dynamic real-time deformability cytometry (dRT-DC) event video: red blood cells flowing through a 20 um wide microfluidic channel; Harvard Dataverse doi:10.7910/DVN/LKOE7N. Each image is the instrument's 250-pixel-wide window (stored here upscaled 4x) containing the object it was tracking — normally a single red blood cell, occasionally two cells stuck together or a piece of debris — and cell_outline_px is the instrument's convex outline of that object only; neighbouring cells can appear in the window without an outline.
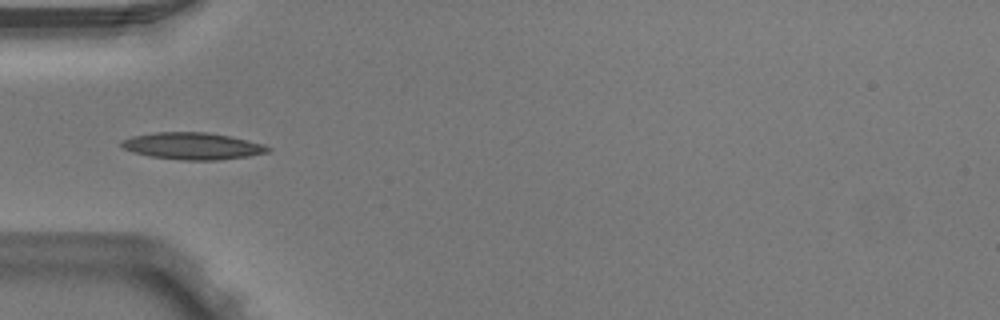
{"species": "Egyptian fruit bat (a non-hibernating species)", "species_latin": "Rousettus aegyptiacus", "temperature_condition": "warm", "stored_images_in_passage": 6, "camera_frame_rate_fps": 3000, "um_per_image_px": 0.085, "animal": {"sex": "male"}, "frame": {"image": 1, "passage_image": 5, "time_ms": 1.333, "image_size_px": [1000, 320], "cell_outline_px": [[272, 148], [268, 152], [248, 156], [216, 160], [180, 160], [152, 156], [136, 152], [124, 148], [120, 144], [120, 140], [132, 136], [156, 132], [208, 132], [232, 136], [264, 144]], "centroid_in_image_um": [16.4, 12.4], "position_along_channel_um": 68.6, "area_um2": 22.89}}
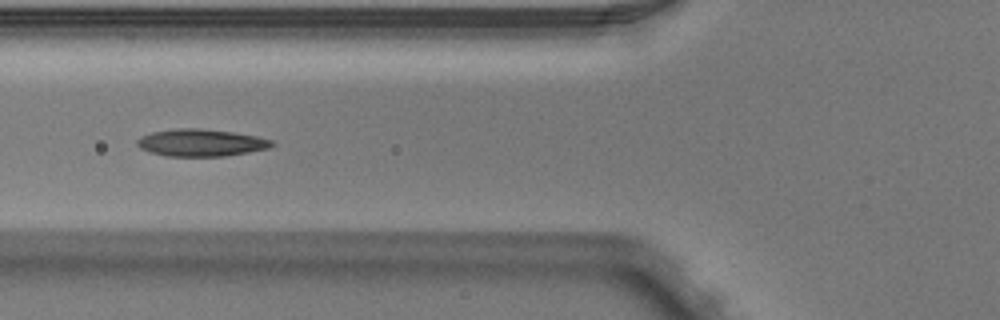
{"frame": {"image": 2, "passage_image": 6, "time_ms": 1.667, "image_size_px": [1000, 320], "cell_outline_px": [[276, 144], [268, 148], [228, 156], [164, 156], [148, 152], [140, 148], [136, 144], [136, 140], [140, 136], [152, 132], [176, 128], [200, 128], [232, 132], [256, 136], [272, 140]], "centroid_in_image_um": [17.05, 12.13], "position_along_channel_um": 108.8, "area_um2": 21.5}}